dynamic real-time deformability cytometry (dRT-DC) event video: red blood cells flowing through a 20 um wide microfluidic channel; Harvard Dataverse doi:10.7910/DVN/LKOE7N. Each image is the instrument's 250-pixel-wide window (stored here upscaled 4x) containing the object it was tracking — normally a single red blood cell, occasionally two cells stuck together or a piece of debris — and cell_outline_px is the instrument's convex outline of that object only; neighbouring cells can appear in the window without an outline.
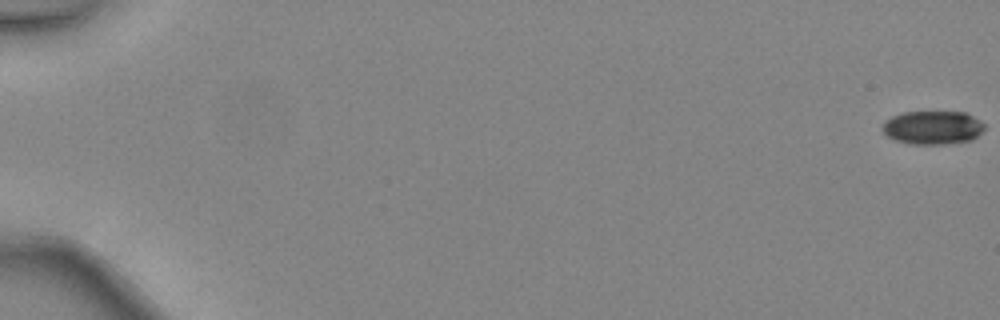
{"species": "common noctule bat (a hibernating species)", "species_latin": "Nyctalus noctula", "temperature_condition": "warm", "stored_images_in_passage": 49, "camera_frame_rate_fps": 3000, "um_per_image_px": 0.085, "animal": {"sex": "female", "body_mass_g": 24.6, "forearm_length_mm": 56.2}, "frame": {"image": 1, "passage_image": 1, "time_ms": 0.0, "image_size_px": [1000, 320], "cell_outline_px": [[984, 128], [972, 140], [944, 144], [912, 144], [896, 140], [888, 136], [880, 128], [884, 120], [892, 116], [904, 112], [964, 112], [980, 120], [984, 124]], "centroid_in_image_um": [79.25, 10.84], "position_along_channel_um": 5.8, "area_um2": 19.88}}
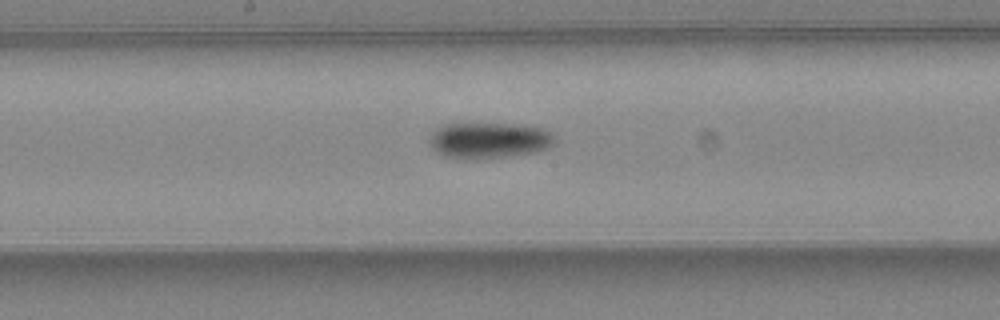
{"frame": {"image": 2, "passage_image": 28, "time_ms": 9.0, "image_size_px": [1000, 320], "cell_outline_px": [[556, 140], [548, 148], [536, 152], [512, 156], [472, 160], [456, 160], [444, 156], [436, 152], [428, 144], [428, 136], [440, 124], [516, 124], [540, 128], [548, 132]], "centroid_in_image_um": [41.46, 11.96], "position_along_channel_um": 206.7, "area_um2": 26.76}}
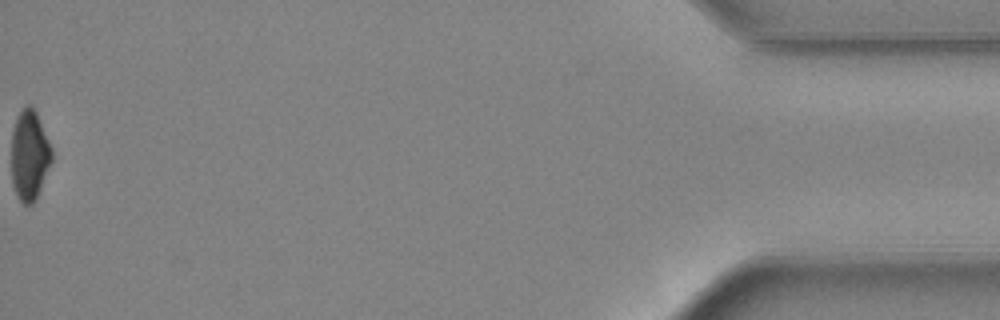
{"frame": {"image": 3, "passage_image": 49, "time_ms": 16.0, "image_size_px": [1000, 320], "cell_outline_px": [[52, 160], [36, 200], [32, 204], [24, 204], [20, 200], [12, 184], [12, 128], [16, 116], [24, 104], [32, 104], [36, 112], [52, 148]], "centroid_in_image_um": [2.5, 13.15], "position_along_channel_um": 432.7, "area_um2": 21.33}, "authors_computed_cell_mechanics": {"area_um2": 23.2356, "velocity_mm_per_s": 4.5091, "shape_relaxation_time_tau1_ms": 3.4037, "shape_relaxation_time_tau2_ms": null, "deformation_change_tau1": 0.1292, "deformation_change_tau2": null}}